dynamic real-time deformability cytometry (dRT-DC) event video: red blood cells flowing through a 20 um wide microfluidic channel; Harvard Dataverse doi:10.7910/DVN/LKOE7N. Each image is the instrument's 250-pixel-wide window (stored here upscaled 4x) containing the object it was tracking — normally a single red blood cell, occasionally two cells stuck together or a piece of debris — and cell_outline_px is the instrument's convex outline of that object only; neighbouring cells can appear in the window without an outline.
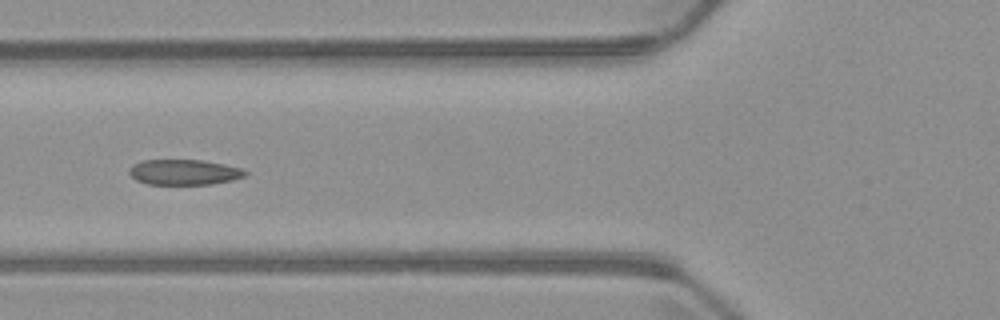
{"species": "common noctule bat (a hibernating species)", "species_latin": "Nyctalus noctula", "temperature_condition": "warm", "stored_images_in_passage": 3, "camera_frame_rate_fps": 3000, "um_per_image_px": 0.085, "animal": {"sex": "male", "body_mass_g": 23.1, "forearm_length_mm": 52.7}, "frame": {"image": 1, "passage_image": 3, "time_ms": 3.0, "image_size_px": [1000, 320], "cell_outline_px": [[248, 172], [244, 176], [232, 180], [212, 184], [148, 184], [136, 180], [128, 172], [132, 164], [144, 160], [200, 160], [224, 164], [244, 168]], "centroid_in_image_um": [15.66, 14.63], "position_along_channel_um": 110.1, "area_um2": 17.17}}